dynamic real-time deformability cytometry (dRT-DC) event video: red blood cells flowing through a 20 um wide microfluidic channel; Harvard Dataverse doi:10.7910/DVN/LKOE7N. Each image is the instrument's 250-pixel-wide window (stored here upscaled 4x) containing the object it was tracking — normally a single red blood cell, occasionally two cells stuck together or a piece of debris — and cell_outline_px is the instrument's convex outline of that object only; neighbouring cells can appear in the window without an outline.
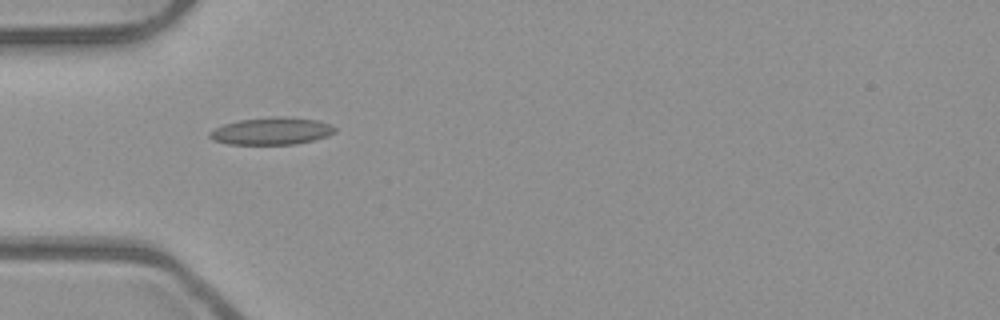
{"species": "common noctule bat (a hibernating species)", "species_latin": "Nyctalus noctula", "temperature_condition": "room temperature", "stored_images_in_passage": 6, "camera_frame_rate_fps": 3000, "um_per_image_px": 0.085, "animal": {"sex": "male", "body_mass_g": 23.1, "forearm_length_mm": 52.7}, "frame": {"image": 1, "passage_image": 5, "time_ms": 1.333, "image_size_px": [1000, 320], "cell_outline_px": [[336, 132], [328, 136], [316, 140], [296, 144], [228, 144], [212, 140], [208, 136], [208, 132], [224, 124], [240, 120], [276, 116], [284, 116], [316, 120], [332, 124], [336, 128]], "centroid_in_image_um": [23.12, 11.14], "position_along_channel_um": 61.9, "area_um2": 20.06}}
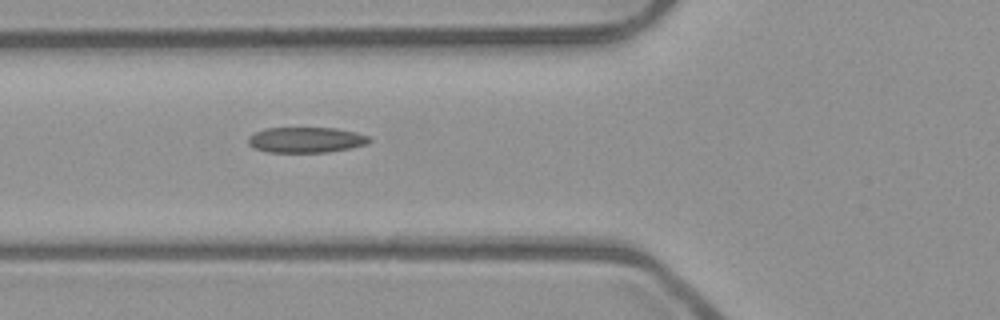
{"frame": {"image": 2, "passage_image": 6, "time_ms": 1.667, "image_size_px": [1000, 320], "cell_outline_px": [[372, 140], [368, 144], [328, 152], [268, 152], [252, 148], [248, 144], [248, 136], [264, 128], [336, 128], [356, 132], [368, 136]], "centroid_in_image_um": [25.99, 11.89], "position_along_channel_um": 99.8, "area_um2": 18.09}}